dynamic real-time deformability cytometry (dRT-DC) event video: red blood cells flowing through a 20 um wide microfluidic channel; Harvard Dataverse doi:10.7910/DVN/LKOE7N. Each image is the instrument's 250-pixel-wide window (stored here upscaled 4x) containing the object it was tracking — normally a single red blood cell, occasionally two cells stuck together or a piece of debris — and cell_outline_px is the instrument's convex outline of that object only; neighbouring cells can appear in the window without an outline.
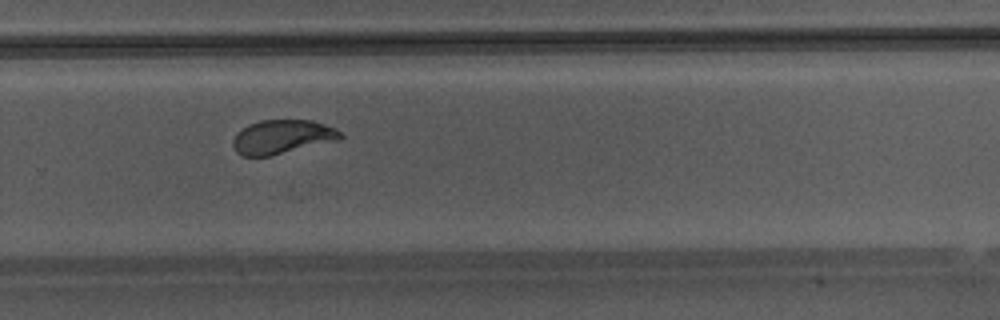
{"species": "Egyptian fruit bat (a non-hibernating species)", "species_latin": "Rousettus aegyptiacus", "temperature_condition": "warm", "stored_images_in_passage": 35, "camera_frame_rate_fps": 3000, "um_per_image_px": 0.085, "animal": {"sex": "male"}, "frame": {"image": 1, "passage_image": 23, "time_ms": 7.333, "image_size_px": [1000, 320], "cell_outline_px": [[344, 136], [340, 140], [268, 156], [244, 156], [236, 152], [232, 144], [232, 140], [236, 132], [248, 124], [260, 120], [312, 120], [336, 128]], "centroid_in_image_um": [23.98, 11.62], "position_along_channel_um": 305.8, "area_um2": 21.39}}
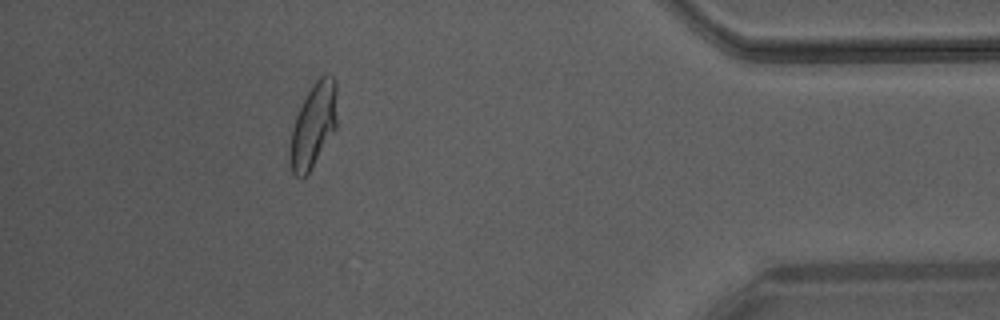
{"frame": {"image": 2, "passage_image": 33, "time_ms": 10.667, "image_size_px": [1000, 320], "cell_outline_px": [[336, 128], [308, 172], [304, 176], [296, 176], [292, 172], [292, 128], [296, 116], [312, 84], [324, 72], [328, 72], [336, 80]], "centroid_in_image_um": [26.69, 10.53], "position_along_channel_um": 408.5, "area_um2": 22.25}}